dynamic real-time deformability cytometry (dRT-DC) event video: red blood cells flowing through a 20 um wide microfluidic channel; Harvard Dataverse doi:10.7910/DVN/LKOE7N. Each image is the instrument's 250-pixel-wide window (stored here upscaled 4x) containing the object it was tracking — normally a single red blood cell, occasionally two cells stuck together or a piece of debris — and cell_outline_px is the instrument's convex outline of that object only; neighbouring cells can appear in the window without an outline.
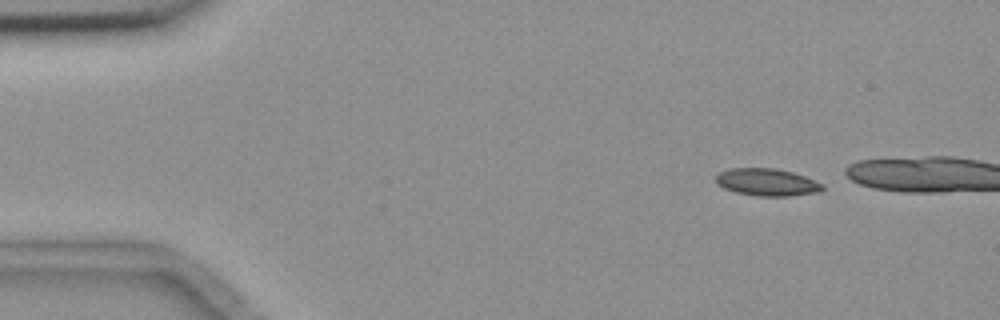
{"species": "common noctule bat (a hibernating species)", "species_latin": "Nyctalus noctula", "temperature_condition": "room temperature", "stored_images_in_passage": 3, "camera_frame_rate_fps": 3000, "um_per_image_px": 0.085, "animal": {"sex": "female", "body_mass_g": 18.4}, "frame": {"image": 1, "passage_image": 1, "time_ms": 0.0, "image_size_px": [1000, 320], "cell_outline_px": [[824, 188], [820, 192], [788, 196], [756, 196], [736, 192], [724, 188], [716, 184], [716, 176], [720, 172], [732, 168], [776, 168], [792, 172], [804, 176], [824, 184]], "centroid_in_image_um": [65.2, 15.49], "position_along_channel_um": 19.8, "area_um2": 16.99}}